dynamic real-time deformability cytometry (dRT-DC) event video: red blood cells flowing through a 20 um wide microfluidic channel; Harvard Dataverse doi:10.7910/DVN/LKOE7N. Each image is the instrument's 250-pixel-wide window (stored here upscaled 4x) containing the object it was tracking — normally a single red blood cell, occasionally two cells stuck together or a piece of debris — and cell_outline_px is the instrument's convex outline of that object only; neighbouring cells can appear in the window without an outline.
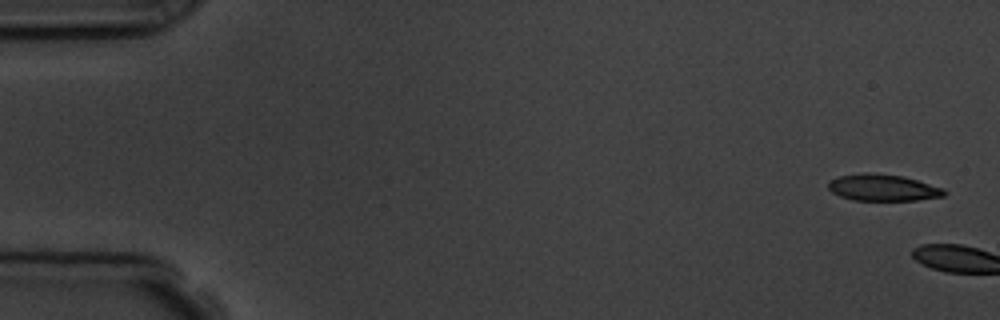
{"species": "common noctule bat (a hibernating species)", "species_latin": "Nyctalus noctula", "temperature_condition": "room temperature", "stored_images_in_passage": 6, "camera_frame_rate_fps": 3000, "um_per_image_px": 0.085, "animal": {"sex": "male", "body_mass_g": 19.5, "forearm_length_mm": 54.6}, "frame": {"image": 1, "passage_image": 1, "time_ms": 0.0, "image_size_px": [1000, 320], "cell_outline_px": [[948, 192], [944, 196], [916, 200], [852, 200], [840, 196], [832, 192], [828, 188], [828, 184], [836, 176], [864, 172], [868, 172], [904, 176], [944, 188]], "centroid_in_image_um": [75.05, 15.94], "position_along_channel_um": 9.9, "area_um2": 18.09}}
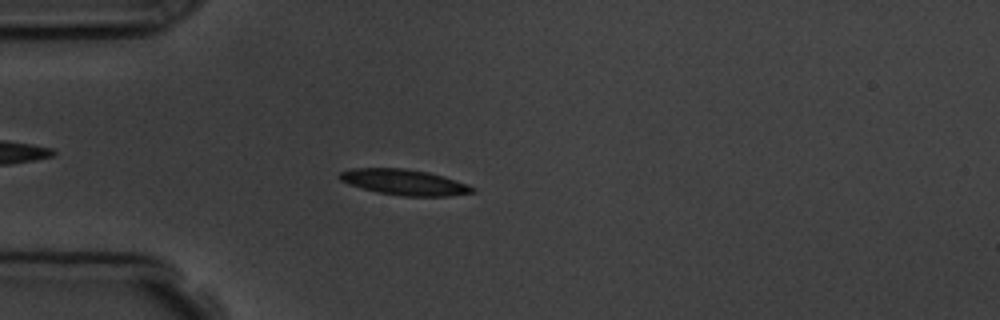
{"frame": {"image": 2, "passage_image": 6, "time_ms": 5.667, "image_size_px": [1000, 320], "cell_outline_px": [[476, 192], [448, 196], [400, 196], [376, 192], [348, 184], [340, 180], [336, 176], [340, 172], [352, 168], [404, 168], [428, 172], [444, 176], [468, 184], [476, 188]], "centroid_in_image_um": [34.36, 15.49], "position_along_channel_um": 50.6, "area_um2": 20.11}}